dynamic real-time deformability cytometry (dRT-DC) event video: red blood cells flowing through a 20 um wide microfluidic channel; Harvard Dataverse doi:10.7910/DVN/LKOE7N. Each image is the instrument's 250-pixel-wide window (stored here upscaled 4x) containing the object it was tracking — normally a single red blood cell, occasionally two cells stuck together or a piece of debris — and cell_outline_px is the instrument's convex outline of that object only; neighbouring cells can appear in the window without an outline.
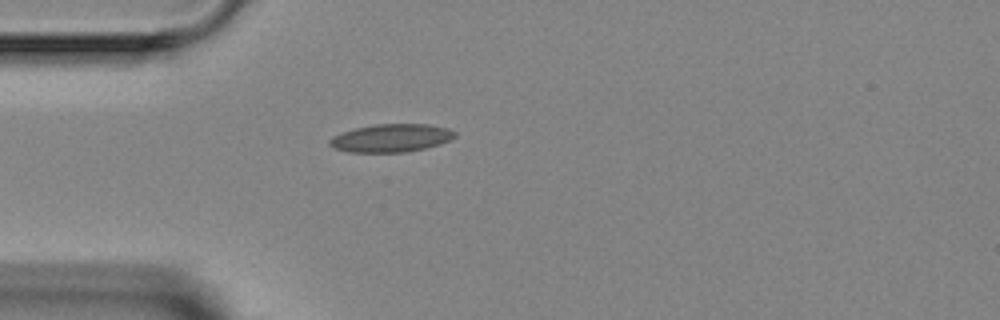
{"species": "Egyptian fruit bat (a non-hibernating species)", "species_latin": "Rousettus aegyptiacus", "temperature_condition": "room temperature", "stored_images_in_passage": 1, "camera_frame_rate_fps": 3000, "um_per_image_px": 0.085, "animal": {"sex": "female"}, "frame": {"image": 1, "passage_image": 1, "time_ms": 0.0, "image_size_px": [1000, 320], "cell_outline_px": [[456, 136], [440, 144], [408, 152], [348, 152], [332, 148], [328, 144], [328, 140], [332, 136], [356, 128], [376, 124], [428, 124], [448, 128], [456, 132]], "centroid_in_image_um": [33.23, 11.74], "position_along_channel_um": 51.8, "area_um2": 20.46}}